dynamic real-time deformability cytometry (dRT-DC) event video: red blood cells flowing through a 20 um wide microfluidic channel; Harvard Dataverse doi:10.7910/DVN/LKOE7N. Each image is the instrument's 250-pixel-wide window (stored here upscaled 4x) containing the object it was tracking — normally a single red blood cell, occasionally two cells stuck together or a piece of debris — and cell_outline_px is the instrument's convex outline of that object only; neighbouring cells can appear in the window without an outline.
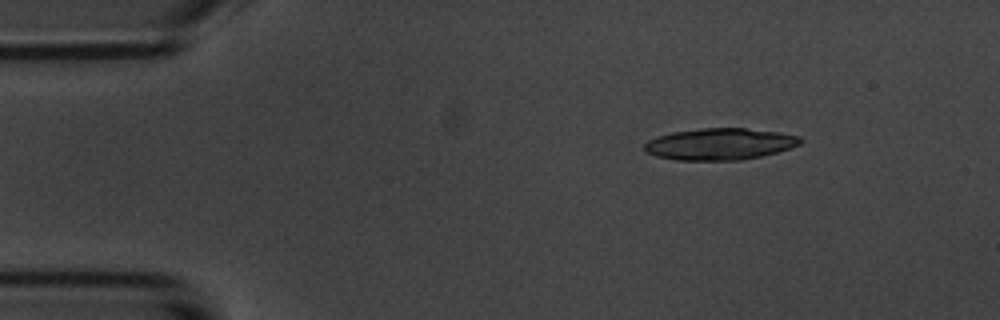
{"species": "common noctule bat (a hibernating species)", "species_latin": "Nyctalus noctula", "temperature_condition": "room temperature", "stored_images_in_passage": 3, "camera_frame_rate_fps": 3000, "um_per_image_px": 0.085, "animal": {"sex": "male", "body_mass_g": 20.1, "forearm_length_mm": 53.5}, "frame": {"image": 1, "passage_image": 1, "time_ms": 0.0, "image_size_px": [1000, 320], "cell_outline_px": [[804, 140], [800, 144], [776, 152], [760, 156], [740, 160], [676, 160], [656, 156], [644, 152], [644, 144], [648, 140], [656, 136], [672, 132], [700, 128], [744, 128], [780, 132], [800, 136]], "centroid_in_image_um": [61.16, 12.24], "position_along_channel_um": 23.8, "area_um2": 28.84}}